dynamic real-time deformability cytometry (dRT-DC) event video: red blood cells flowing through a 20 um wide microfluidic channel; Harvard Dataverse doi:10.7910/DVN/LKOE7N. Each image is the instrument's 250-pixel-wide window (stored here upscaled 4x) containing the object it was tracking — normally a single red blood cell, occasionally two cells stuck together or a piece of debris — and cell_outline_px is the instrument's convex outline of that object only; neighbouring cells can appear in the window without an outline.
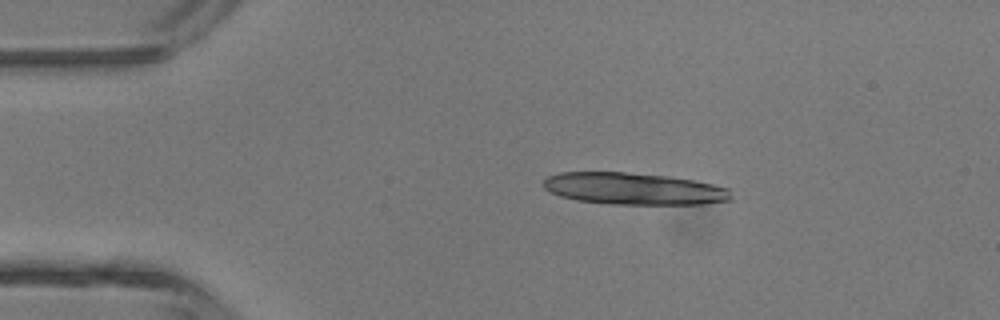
{"species": "common noctule bat (a hibernating species)", "species_latin": "Nyctalus noctula", "temperature_condition": "room temperature", "stored_images_in_passage": 38, "camera_frame_rate_fps": 3000, "um_per_image_px": 0.085, "animal": {"sex": "male", "body_mass_g": 13.3}, "frame": {"image": 1, "passage_image": 1, "time_ms": 0.0, "image_size_px": [1000, 320], "cell_outline_px": [[732, 200], [704, 204], [612, 204], [576, 200], [560, 196], [544, 188], [544, 180], [548, 176], [560, 172], [624, 172], [668, 176], [692, 180], [732, 188]], "centroid_in_image_um": [53.92, 16.04], "position_along_channel_um": 31.1, "area_um2": 34.97}}
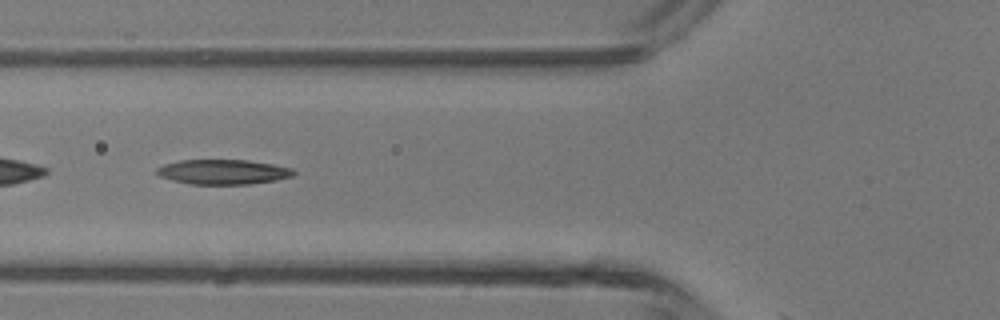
{"frame": {"image": 2, "passage_image": 10, "time_ms": 3.0, "image_size_px": [1000, 320], "cell_outline_px": [[296, 172], [292, 176], [276, 180], [248, 184], [192, 184], [172, 180], [160, 176], [156, 172], [156, 168], [164, 164], [180, 160], [248, 160], [272, 164], [292, 168]], "centroid_in_image_um": [18.96, 14.61], "position_along_channel_um": 106.8, "area_um2": 19.71}}
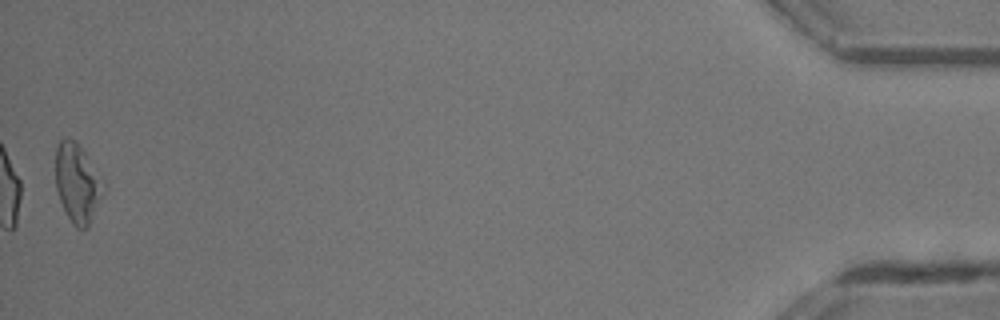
{"frame": {"image": 3, "passage_image": 38, "time_ms": 12.333, "image_size_px": [1000, 320], "cell_outline_px": [[104, 192], [88, 228], [76, 228], [72, 224], [60, 200], [56, 188], [56, 148], [60, 140], [64, 136], [68, 136], [84, 152]], "centroid_in_image_um": [6.52, 15.61], "position_along_channel_um": 428.7, "area_um2": 20.98}, "authors_computed_cell_mechanics": {"area_um2": 20.1144, "velocity_mm_per_s": 4.5101, "shape_relaxation_time_tau1_ms": 6.7081, "shape_relaxation_time_tau2_ms": 5.6413, "deformation_change_tau1": 0.2306, "deformation_change_tau2": 0.192}}